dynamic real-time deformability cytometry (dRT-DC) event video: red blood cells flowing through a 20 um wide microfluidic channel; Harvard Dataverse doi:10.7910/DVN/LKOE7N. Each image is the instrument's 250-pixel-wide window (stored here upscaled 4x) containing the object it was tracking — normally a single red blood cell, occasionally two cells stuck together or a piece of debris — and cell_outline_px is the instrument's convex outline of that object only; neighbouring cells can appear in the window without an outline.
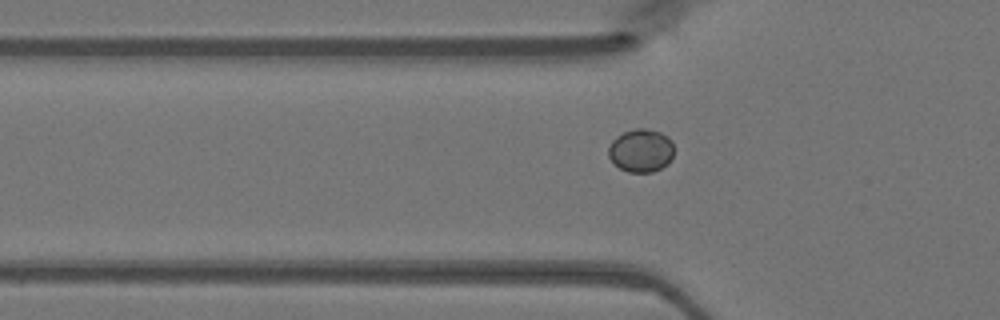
{"species": "Egyptian fruit bat (a non-hibernating species)", "species_latin": "Rousettus aegyptiacus", "temperature_condition": "warm", "stored_images_in_passage": 30, "camera_frame_rate_fps": 3000, "um_per_image_px": 0.085, "animal": {"sex": "female"}, "frame": {"image": 1, "passage_image": 6, "time_ms": 1.667, "image_size_px": [1000, 320], "cell_outline_px": [[672, 156], [668, 164], [652, 172], [628, 172], [620, 168], [608, 156], [608, 148], [612, 140], [616, 136], [624, 132], [636, 128], [644, 128], [660, 132], [668, 136], [672, 140]], "centroid_in_image_um": [54.48, 12.78], "position_along_channel_um": 71.3, "area_um2": 16.42}}
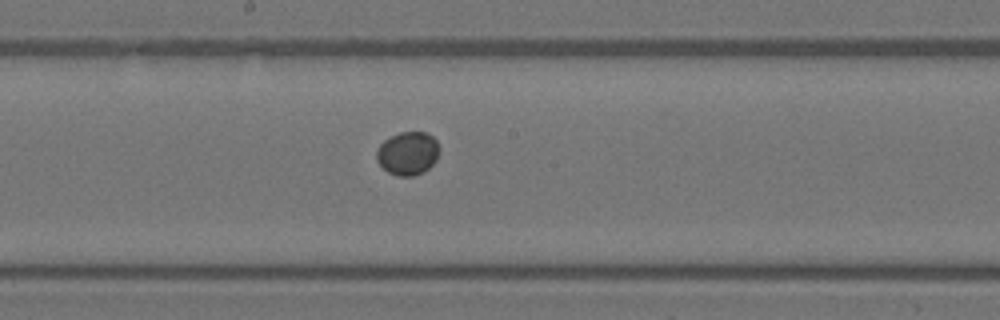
{"frame": {"image": 2, "passage_image": 16, "time_ms": 5.0, "image_size_px": [1000, 320], "cell_outline_px": [[440, 152], [436, 160], [424, 172], [412, 176], [396, 176], [388, 172], [376, 160], [376, 152], [380, 144], [384, 140], [400, 132], [428, 132], [436, 140], [440, 148]], "centroid_in_image_um": [34.68, 13.03], "position_along_channel_um": 213.5, "area_um2": 15.95}}
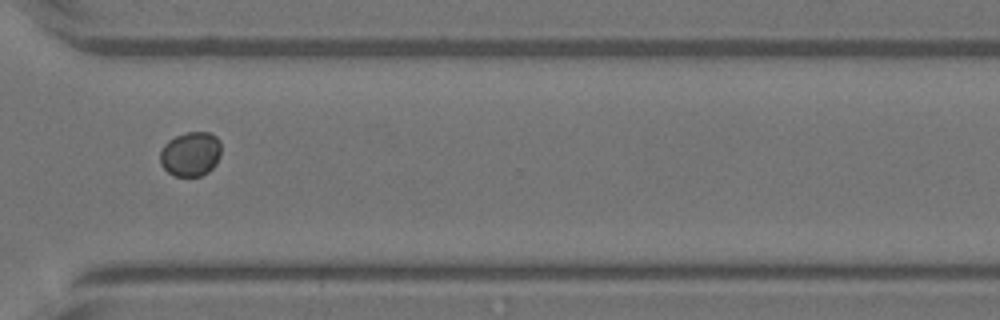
{"frame": {"image": 3, "passage_image": 26, "time_ms": 8.333, "image_size_px": [1000, 320], "cell_outline_px": [[220, 156], [216, 164], [208, 172], [200, 176], [176, 176], [168, 172], [160, 164], [160, 152], [164, 144], [168, 140], [176, 136], [188, 132], [208, 132], [216, 136], [220, 140]], "centroid_in_image_um": [16.2, 13.09], "position_along_channel_um": 354.4, "area_um2": 15.9}}